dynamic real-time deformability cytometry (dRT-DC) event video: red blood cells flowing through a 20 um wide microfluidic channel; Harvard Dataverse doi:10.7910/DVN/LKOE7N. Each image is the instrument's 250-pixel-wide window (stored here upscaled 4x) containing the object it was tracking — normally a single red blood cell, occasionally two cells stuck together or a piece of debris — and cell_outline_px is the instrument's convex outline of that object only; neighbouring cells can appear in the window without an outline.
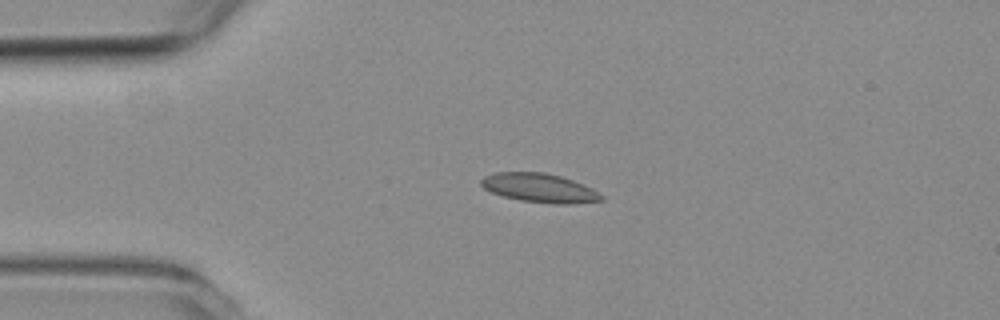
{"species": "common noctule bat (a hibernating species)", "species_latin": "Nyctalus noctula", "temperature_condition": "room temperature", "stored_images_in_passage": 3, "camera_frame_rate_fps": 3000, "um_per_image_px": 0.085, "animal": {"sex": "female", "body_mass_g": 19.3, "forearm_length_mm": 54.1}, "frame": {"image": 1, "passage_image": 3, "time_ms": 2.667, "image_size_px": [1000, 320], "cell_outline_px": [[604, 200], [572, 204], [556, 204], [520, 200], [504, 196], [492, 192], [484, 188], [480, 184], [480, 180], [484, 176], [496, 172], [544, 172], [560, 176], [572, 180], [592, 188], [604, 196]], "centroid_in_image_um": [45.87, 15.97], "position_along_channel_um": 39.1, "area_um2": 20.23}}